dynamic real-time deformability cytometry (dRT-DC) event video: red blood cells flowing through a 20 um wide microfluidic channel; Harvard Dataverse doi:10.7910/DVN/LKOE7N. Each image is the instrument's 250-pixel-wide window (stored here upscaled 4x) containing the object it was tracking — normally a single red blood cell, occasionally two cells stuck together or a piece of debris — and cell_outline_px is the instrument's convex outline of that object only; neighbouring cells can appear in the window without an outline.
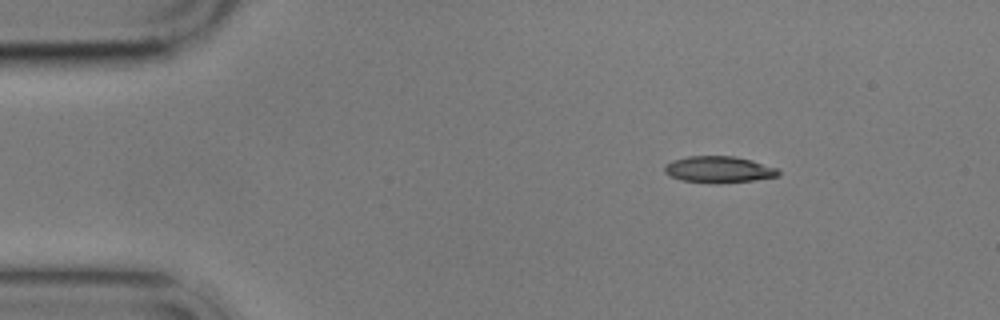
{"species": "common noctule bat (a hibernating species)", "species_latin": "Nyctalus noctula", "temperature_condition": "cold", "stored_images_in_passage": 3, "camera_frame_rate_fps": 3000, "um_per_image_px": 0.085, "animal": {"sex": "male", "body_mass_g": 17.9}, "frame": {"image": 1, "passage_image": 1, "time_ms": 0.0, "image_size_px": [1000, 320], "cell_outline_px": [[780, 176], [752, 180], [716, 184], [680, 180], [664, 172], [664, 168], [672, 160], [688, 156], [732, 156], [752, 160], [776, 168], [780, 172]], "centroid_in_image_um": [61.1, 14.41], "position_along_channel_um": 23.9, "area_um2": 17.51}}
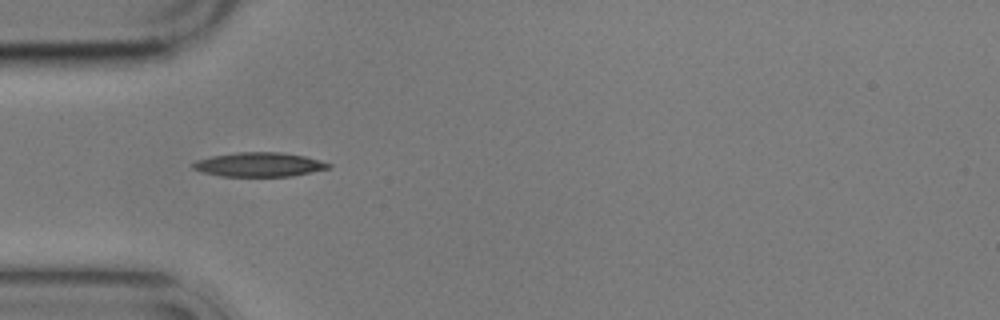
{"frame": {"image": 2, "passage_image": 3, "time_ms": 3.0, "image_size_px": [1000, 320], "cell_outline_px": [[332, 168], [292, 176], [220, 176], [204, 172], [192, 168], [192, 164], [196, 160], [212, 156], [236, 152], [280, 152], [304, 156], [332, 164]], "centroid_in_image_um": [22.04, 13.98], "position_along_channel_um": 63.0, "area_um2": 19.07}}